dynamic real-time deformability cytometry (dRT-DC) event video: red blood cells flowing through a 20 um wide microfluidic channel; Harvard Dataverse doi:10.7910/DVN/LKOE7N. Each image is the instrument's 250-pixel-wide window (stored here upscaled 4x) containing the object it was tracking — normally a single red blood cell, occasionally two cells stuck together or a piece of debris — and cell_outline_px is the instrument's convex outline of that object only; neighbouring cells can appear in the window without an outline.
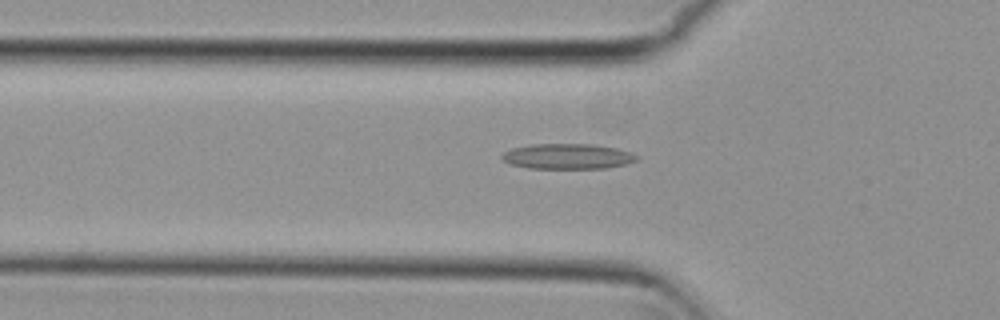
{"species": "common noctule bat (a hibernating species)", "species_latin": "Nyctalus noctula", "temperature_condition": "cold", "stored_images_in_passage": 40, "camera_frame_rate_fps": 3000, "um_per_image_px": 0.085, "animal": {"sex": "female", "body_mass_g": 29.2, "forearm_length_mm": 56.3}, "frame": {"image": 1, "passage_image": 5, "time_ms": 1.333, "image_size_px": [1000, 320], "cell_outline_px": [[640, 156], [636, 160], [624, 164], [604, 168], [528, 168], [512, 164], [504, 160], [500, 156], [504, 152], [512, 148], [532, 144], [592, 144], [616, 148], [632, 152]], "centroid_in_image_um": [48.26, 13.28], "position_along_channel_um": 77.5, "area_um2": 19.77}}
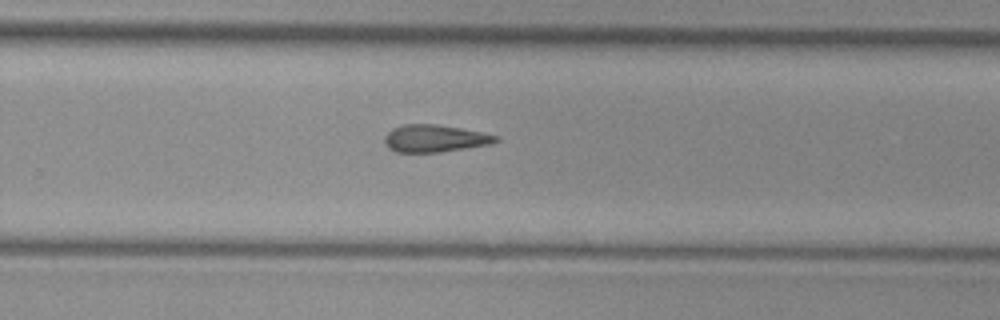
{"frame": {"image": 2, "passage_image": 22, "time_ms": 7.0, "image_size_px": [1000, 320], "cell_outline_px": [[500, 140], [488, 144], [440, 152], [396, 152], [388, 148], [384, 140], [384, 136], [392, 128], [404, 124], [436, 124], [460, 128], [500, 136]], "centroid_in_image_um": [36.92, 11.76], "position_along_channel_um": 292.9, "area_um2": 17.57}}
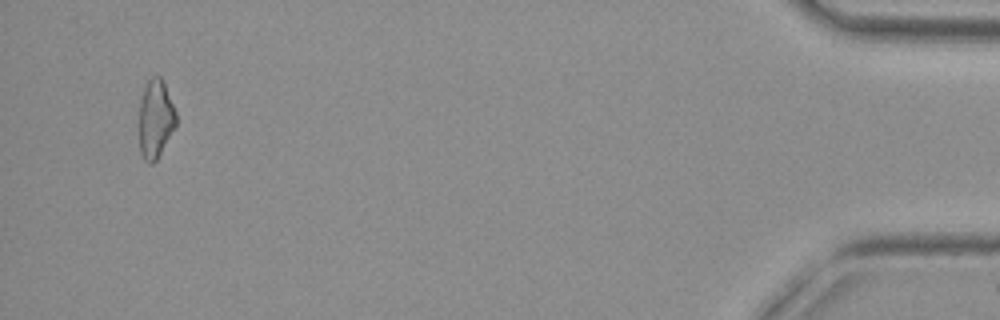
{"frame": {"image": 3, "passage_image": 39, "time_ms": 12.667, "image_size_px": [1000, 320], "cell_outline_px": [[176, 124], [156, 160], [152, 164], [148, 164], [144, 160], [140, 152], [140, 100], [144, 88], [148, 80], [152, 76], [160, 76], [164, 84], [176, 112]], "centroid_in_image_um": [13.21, 10.11], "position_along_channel_um": 422.0, "area_um2": 16.53}}